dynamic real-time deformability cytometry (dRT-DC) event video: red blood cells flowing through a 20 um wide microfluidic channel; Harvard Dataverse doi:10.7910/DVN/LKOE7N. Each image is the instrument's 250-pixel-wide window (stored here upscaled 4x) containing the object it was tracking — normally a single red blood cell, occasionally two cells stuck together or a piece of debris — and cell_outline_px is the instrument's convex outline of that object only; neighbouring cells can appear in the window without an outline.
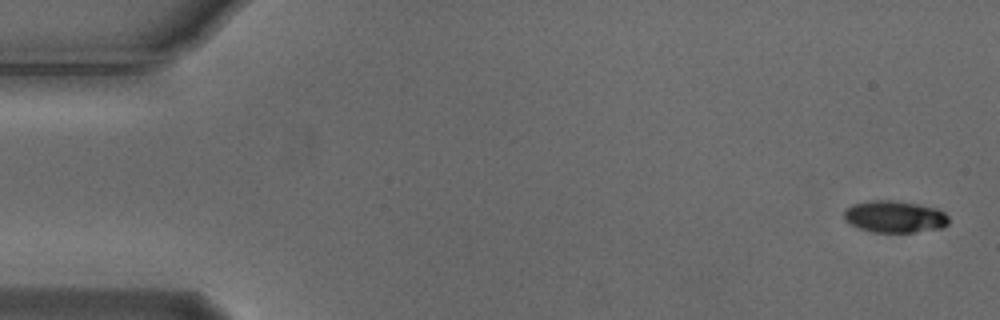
{"species": "Egyptian fruit bat (a non-hibernating species)", "species_latin": "Rousettus aegyptiacus", "temperature_condition": "cold", "stored_images_in_passage": 4, "camera_frame_rate_fps": 3000, "um_per_image_px": 0.085, "animal": {"sex": "male"}, "frame": {"image": 1, "passage_image": 1, "time_ms": 0.0, "image_size_px": [1000, 320], "cell_outline_px": [[948, 224], [940, 228], [912, 232], [872, 232], [860, 228], [844, 220], [844, 212], [852, 204], [872, 200], [892, 200], [916, 204], [936, 208], [944, 212], [948, 216]], "centroid_in_image_um": [76.04, 18.41], "position_along_channel_um": 9.0, "area_um2": 19.25}}
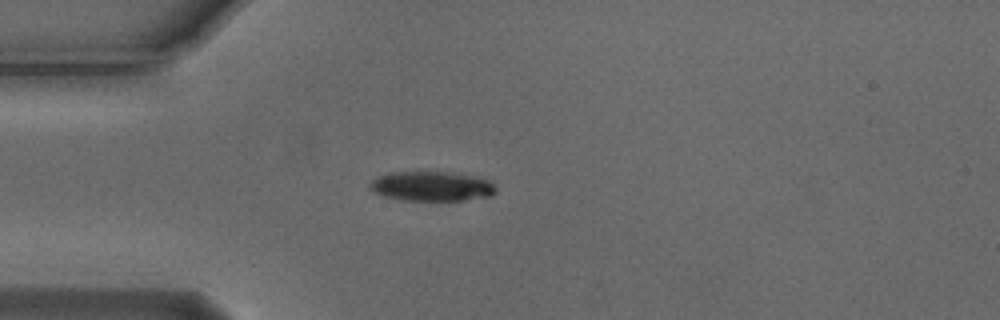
{"frame": {"image": 2, "passage_image": 4, "time_ms": 1.0, "image_size_px": [1000, 320], "cell_outline_px": [[496, 192], [492, 196], [460, 200], [400, 200], [384, 196], [368, 188], [368, 184], [372, 180], [388, 172], [452, 172], [472, 176], [488, 180], [496, 188]], "centroid_in_image_um": [36.67, 15.83], "position_along_channel_um": 48.3, "area_um2": 21.68}}